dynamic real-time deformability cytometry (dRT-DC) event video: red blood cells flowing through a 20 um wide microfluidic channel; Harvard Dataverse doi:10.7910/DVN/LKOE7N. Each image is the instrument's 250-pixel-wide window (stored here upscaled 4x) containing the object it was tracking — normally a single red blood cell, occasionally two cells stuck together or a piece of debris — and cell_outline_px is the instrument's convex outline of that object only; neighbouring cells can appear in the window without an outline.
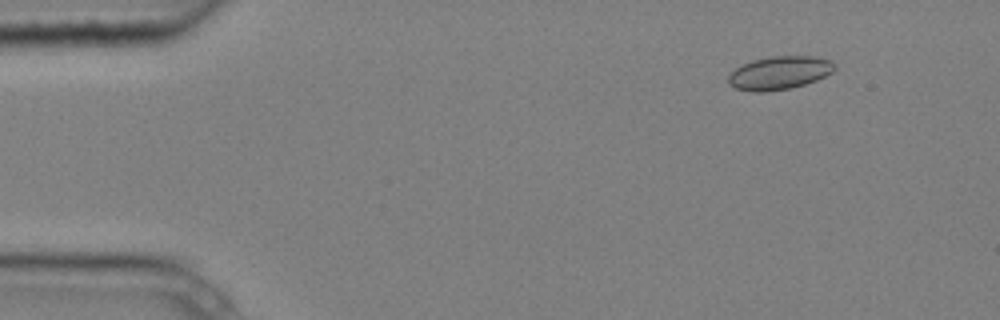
{"species": "common noctule bat (a hibernating species)", "species_latin": "Nyctalus noctula", "temperature_condition": "cold", "stored_images_in_passage": 7, "camera_frame_rate_fps": 3000, "um_per_image_px": 0.085, "animal": {"sex": "male", "body_mass_g": 20.4}, "frame": {"image": 1, "passage_image": 2, "time_ms": 0.333, "image_size_px": [1000, 320], "cell_outline_px": [[836, 68], [832, 72], [816, 80], [792, 88], [764, 92], [752, 92], [736, 88], [728, 84], [728, 76], [736, 68], [752, 60], [768, 56], [816, 56], [832, 60], [836, 64]], "centroid_in_image_um": [66.27, 6.19], "position_along_channel_um": 18.7, "area_um2": 20.75}}
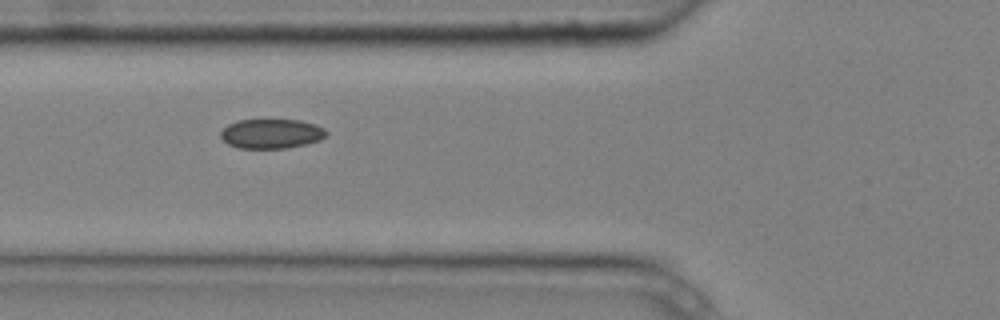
{"frame": {"image": 2, "passage_image": 6, "time_ms": 1.667, "image_size_px": [1000, 320], "cell_outline_px": [[328, 132], [320, 140], [308, 144], [288, 148], [240, 148], [228, 144], [220, 136], [220, 132], [228, 124], [236, 120], [300, 120], [316, 124], [324, 128]], "centroid_in_image_um": [23.08, 11.36], "position_along_channel_um": 102.7, "area_um2": 18.26}}
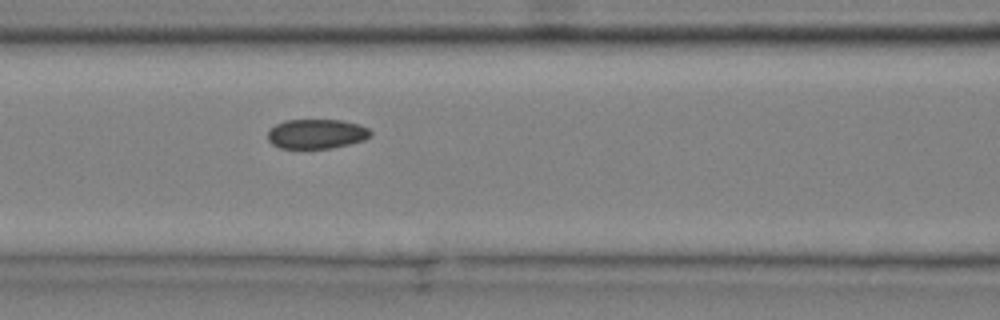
{"frame": {"image": 3, "passage_image": 7, "time_ms": 2.0, "image_size_px": [1000, 320], "cell_outline_px": [[372, 136], [364, 140], [332, 148], [280, 148], [272, 144], [268, 140], [268, 128], [284, 120], [340, 120], [360, 124], [368, 128], [372, 132]], "centroid_in_image_um": [26.9, 11.37], "position_along_channel_um": 139.7, "area_um2": 17.86}}